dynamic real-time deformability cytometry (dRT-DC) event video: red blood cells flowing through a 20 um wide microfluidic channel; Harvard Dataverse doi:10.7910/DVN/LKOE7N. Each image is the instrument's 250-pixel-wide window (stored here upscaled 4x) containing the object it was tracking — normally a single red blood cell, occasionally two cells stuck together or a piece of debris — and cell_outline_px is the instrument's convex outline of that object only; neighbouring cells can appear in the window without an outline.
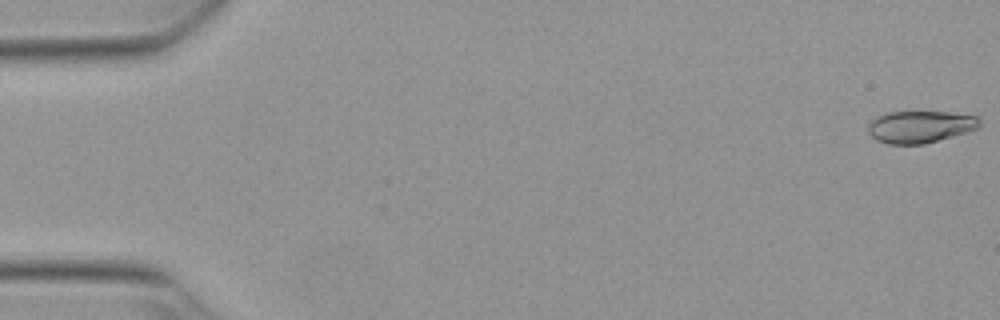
{"species": "Egyptian fruit bat (a non-hibernating species)", "species_latin": "Rousettus aegyptiacus", "temperature_condition": "warm", "stored_images_in_passage": 9, "camera_frame_rate_fps": 3000, "um_per_image_px": 0.085, "animal": {"sex": "female"}, "frame": {"image": 1, "passage_image": 1, "time_ms": 0.0, "image_size_px": [1000, 320], "cell_outline_px": [[980, 124], [976, 128], [952, 136], [924, 144], [888, 144], [876, 140], [868, 132], [868, 124], [876, 116], [888, 112], [948, 112], [976, 116], [980, 120]], "centroid_in_image_um": [78.16, 10.77], "position_along_channel_um": 6.8, "area_um2": 20.63}}